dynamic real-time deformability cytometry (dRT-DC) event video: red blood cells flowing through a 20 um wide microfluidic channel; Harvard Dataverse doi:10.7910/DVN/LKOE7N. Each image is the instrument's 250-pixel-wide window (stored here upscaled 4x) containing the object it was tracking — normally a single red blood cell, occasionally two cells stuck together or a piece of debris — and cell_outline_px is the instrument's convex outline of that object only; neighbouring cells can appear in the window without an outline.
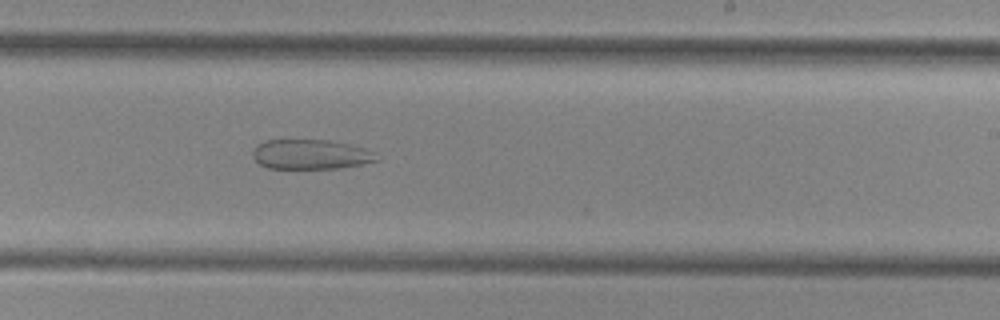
{"species": "common noctule bat (a hibernating species)", "species_latin": "Nyctalus noctula", "temperature_condition": "cold", "stored_images_in_passage": 39, "camera_frame_rate_fps": 3000, "um_per_image_px": 0.085, "animal": {"sex": "female", "body_mass_g": 29.2, "forearm_length_mm": 56.3}, "frame": {"image": 1, "passage_image": 27, "time_ms": 8.667, "image_size_px": [1000, 320], "cell_outline_px": [[380, 160], [340, 168], [268, 168], [260, 164], [252, 156], [252, 152], [256, 144], [264, 140], [284, 136], [328, 140], [348, 144], [364, 148], [372, 152]], "centroid_in_image_um": [26.3, 13.06], "position_along_channel_um": 262.7, "area_um2": 22.25}}
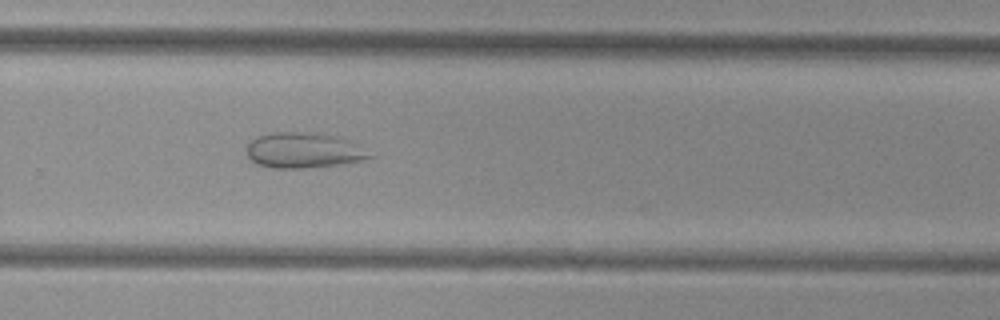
{"frame": {"image": 2, "passage_image": 30, "time_ms": 9.667, "image_size_px": [1000, 320], "cell_outline_px": [[376, 156], [360, 160], [340, 164], [308, 168], [272, 168], [256, 164], [248, 156], [244, 148], [256, 136], [272, 132], [316, 132], [340, 136], [356, 144]], "centroid_in_image_um": [25.78, 12.77], "position_along_channel_um": 304.0, "area_um2": 25.72}}
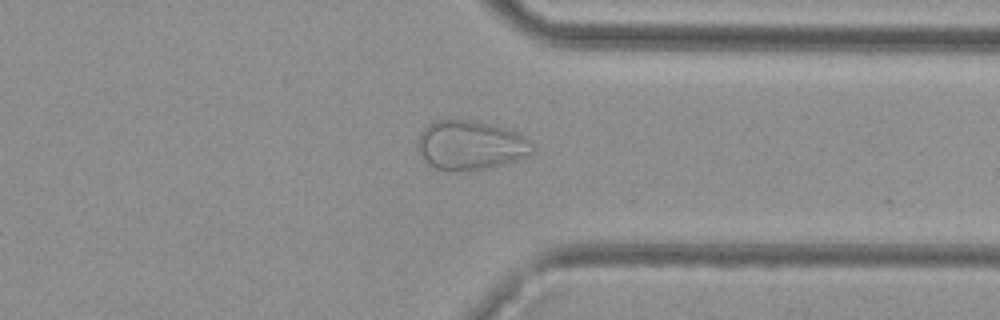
{"frame": {"image": 3, "passage_image": 35, "time_ms": 11.333, "image_size_px": [1000, 320], "cell_outline_px": [[532, 152], [516, 160], [504, 164], [468, 172], [444, 172], [428, 164], [416, 144], [416, 140], [424, 124], [436, 120], [476, 120], [496, 124], [520, 132], [532, 140]], "centroid_in_image_um": [39.98, 12.33], "position_along_channel_um": 371.4, "area_um2": 33.87}}